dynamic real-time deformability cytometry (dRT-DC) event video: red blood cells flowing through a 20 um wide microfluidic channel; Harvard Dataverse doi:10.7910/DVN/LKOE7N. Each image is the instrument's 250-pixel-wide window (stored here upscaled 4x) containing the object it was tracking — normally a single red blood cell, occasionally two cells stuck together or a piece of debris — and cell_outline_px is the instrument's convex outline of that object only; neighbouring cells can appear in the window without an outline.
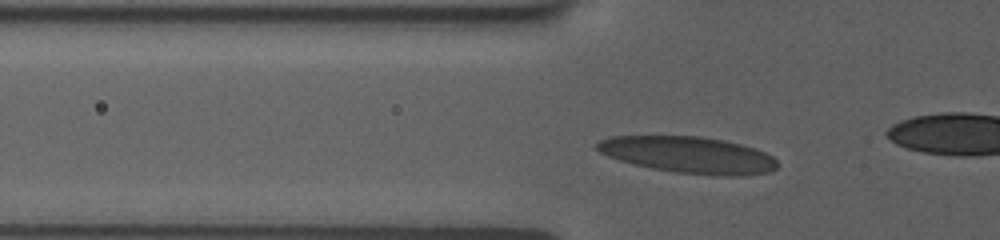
{"species": "human", "species_latin": "Homo sapiens", "temperature_condition": "room temperature", "stored_images_in_passage": 32, "camera_frame_rate_fps": 3000, "um_per_image_px": 0.085, "donor": {"sex": "female"}, "frame": {"image": 1, "passage_image": 4, "time_ms": 1.0, "image_size_px": [1000, 240], "cell_outline_px": [[780, 164], [776, 168], [768, 172], [744, 176], [720, 176], [676, 172], [652, 168], [632, 164], [608, 156], [600, 152], [596, 148], [596, 144], [600, 140], [608, 136], [700, 136], [724, 140], [756, 148], [772, 156]], "centroid_in_image_um": [58.54, 13.16], "position_along_channel_um": 67.3, "area_um2": 38.55}}
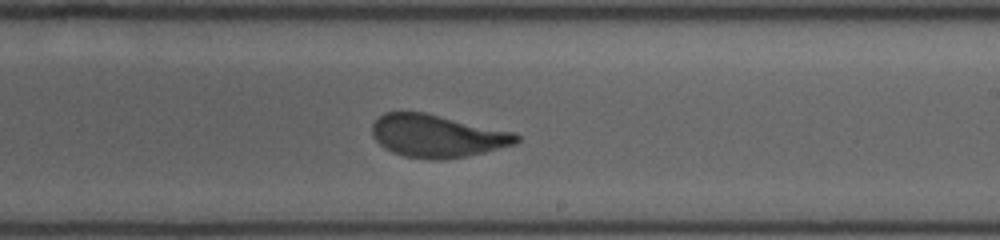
{"frame": {"image": 2, "passage_image": 19, "time_ms": 6.0, "image_size_px": [1000, 240], "cell_outline_px": [[520, 140], [516, 144], [484, 152], [464, 156], [440, 160], [428, 160], [404, 156], [392, 152], [384, 148], [372, 136], [372, 124], [384, 112], [424, 112], [516, 132], [520, 136]], "centroid_in_image_um": [37.17, 11.56], "position_along_channel_um": 251.8, "area_um2": 36.01}}
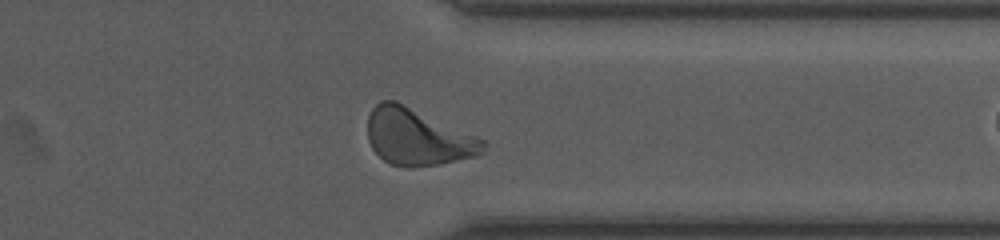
{"frame": {"image": 3, "passage_image": 29, "time_ms": 9.333, "image_size_px": [1000, 240], "cell_outline_px": [[484, 152], [476, 156], [440, 164], [412, 168], [408, 168], [388, 164], [372, 148], [368, 140], [368, 116], [372, 108], [380, 100], [396, 100], [484, 140]], "centroid_in_image_um": [35.46, 11.66], "position_along_channel_um": 375.9, "area_um2": 38.03}}